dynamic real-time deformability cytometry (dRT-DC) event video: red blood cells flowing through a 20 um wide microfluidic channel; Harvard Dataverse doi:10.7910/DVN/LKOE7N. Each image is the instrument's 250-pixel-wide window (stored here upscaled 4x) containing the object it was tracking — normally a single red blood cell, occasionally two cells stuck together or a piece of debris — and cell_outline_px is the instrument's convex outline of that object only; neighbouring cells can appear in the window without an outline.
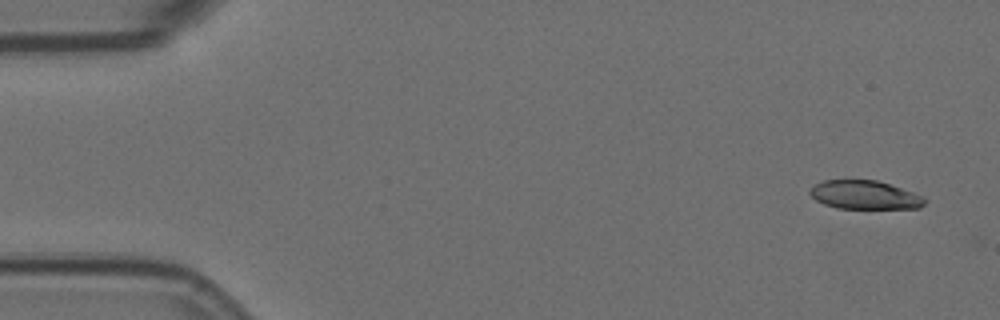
{"species": "Egyptian fruit bat (a non-hibernating species)", "species_latin": "Rousettus aegyptiacus", "temperature_condition": "room temperature", "stored_images_in_passage": 5, "camera_frame_rate_fps": 3000, "um_per_image_px": 0.085, "animal": {"sex": "female"}, "frame": {"image": 1, "passage_image": 1, "time_ms": 0.0, "image_size_px": [1000, 320], "cell_outline_px": [[928, 200], [920, 208], [836, 208], [824, 204], [816, 200], [808, 192], [816, 184], [824, 180], [876, 180], [924, 196]], "centroid_in_image_um": [73.51, 16.57], "position_along_channel_um": 11.5, "area_um2": 18.96}}
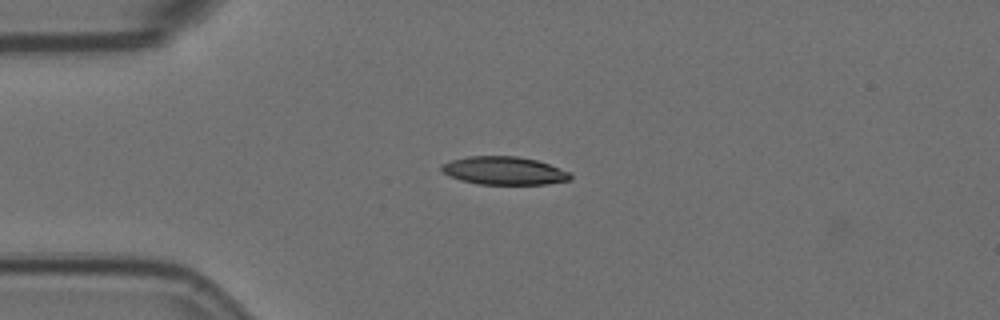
{"frame": {"image": 2, "passage_image": 4, "time_ms": 1.0, "image_size_px": [1000, 320], "cell_outline_px": [[572, 180], [548, 184], [480, 184], [460, 180], [448, 176], [440, 172], [440, 164], [452, 160], [468, 156], [516, 156], [536, 160], [548, 164], [568, 172], [572, 176]], "centroid_in_image_um": [42.79, 14.51], "position_along_channel_um": 42.2, "area_um2": 21.15}}